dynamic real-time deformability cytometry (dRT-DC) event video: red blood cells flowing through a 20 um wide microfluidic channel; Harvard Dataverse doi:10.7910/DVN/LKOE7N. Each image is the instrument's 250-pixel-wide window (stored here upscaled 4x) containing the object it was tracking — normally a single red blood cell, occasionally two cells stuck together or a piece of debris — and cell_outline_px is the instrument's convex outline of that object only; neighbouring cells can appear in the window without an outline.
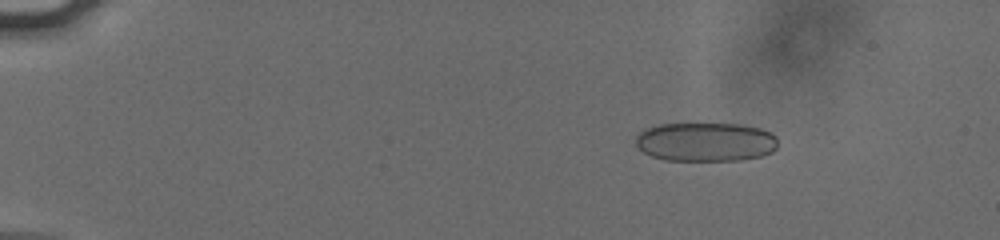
{"species": "human", "species_latin": "Homo sapiens", "temperature_condition": "cold", "stored_images_in_passage": 56, "camera_frame_rate_fps": 3000, "um_per_image_px": 0.085, "donor": {"sex": "male"}, "frame": {"image": 1, "passage_image": 10, "time_ms": 3.0, "image_size_px": [1000, 240], "cell_outline_px": [[776, 148], [772, 152], [760, 156], [740, 160], [664, 160], [652, 156], [644, 152], [636, 144], [636, 136], [644, 128], [660, 124], [744, 124], [760, 128], [772, 132], [776, 136]], "centroid_in_image_um": [59.99, 12.05], "position_along_channel_um": 25.0, "area_um2": 32.37}}
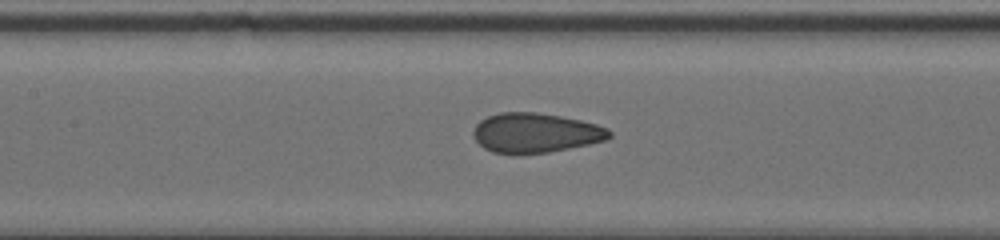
{"frame": {"image": 2, "passage_image": 29, "time_ms": 9.333, "image_size_px": [1000, 240], "cell_outline_px": [[612, 136], [604, 140], [588, 144], [548, 152], [516, 156], [512, 156], [492, 152], [484, 148], [472, 136], [472, 132], [476, 124], [480, 120], [488, 116], [500, 112], [536, 112], [560, 116], [580, 120], [596, 124], [608, 128], [612, 132]], "centroid_in_image_um": [45.47, 11.31], "position_along_channel_um": 161.9, "area_um2": 31.85}}
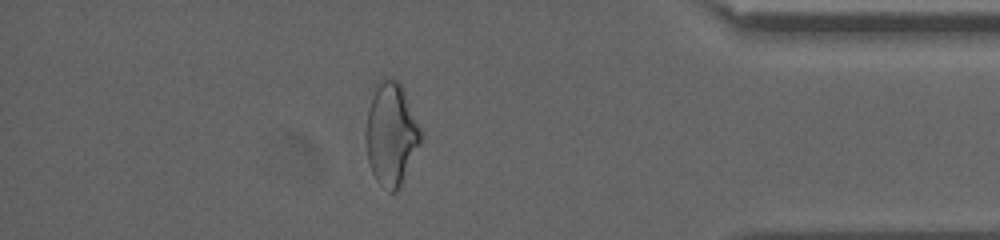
{"frame": {"image": 3, "passage_image": 50, "time_ms": 16.333, "image_size_px": [1000, 240], "cell_outline_px": [[424, 136], [400, 188], [396, 192], [388, 192], [376, 180], [372, 172], [368, 160], [364, 136], [364, 132], [368, 108], [376, 80], [384, 76], [396, 80], [400, 84], [424, 132]], "centroid_in_image_um": [33.25, 11.39], "position_along_channel_um": 402.0, "area_um2": 33.7}, "authors_computed_cell_mechanics": {"area_um2": 32.368, "velocity_mm_per_s": 3.8185, "shape_relaxation_time_tau1_ms": 8.5112, "shape_relaxation_time_tau2_ms": 1.0694, "deformation_change_tau1": 0.1547, "deformation_change_tau2": 0.0748}}